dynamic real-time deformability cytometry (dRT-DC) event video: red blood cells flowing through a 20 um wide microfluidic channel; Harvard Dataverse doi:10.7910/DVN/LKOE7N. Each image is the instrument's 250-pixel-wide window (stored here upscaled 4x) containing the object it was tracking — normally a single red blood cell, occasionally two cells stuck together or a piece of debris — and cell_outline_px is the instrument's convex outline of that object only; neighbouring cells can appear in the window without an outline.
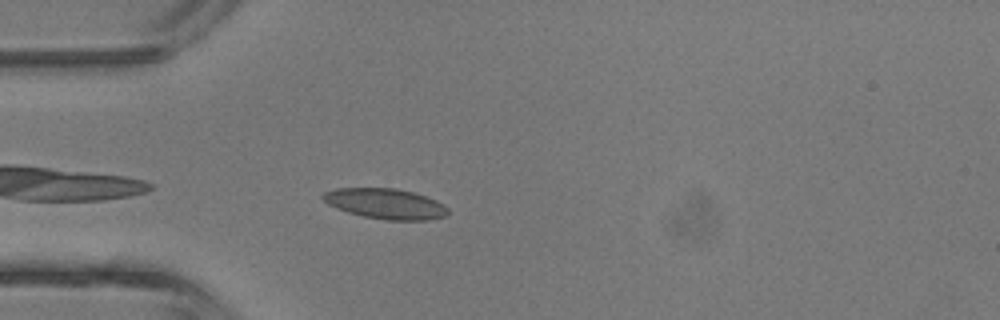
{"species": "common noctule bat (a hibernating species)", "species_latin": "Nyctalus noctula", "temperature_condition": "room temperature", "stored_images_in_passage": 4, "camera_frame_rate_fps": 3000, "um_per_image_px": 0.085, "animal": {"sex": "male", "body_mass_g": 13.3}, "frame": {"image": 1, "passage_image": 4, "time_ms": 3.333, "image_size_px": [1000, 320], "cell_outline_px": [[448, 212], [444, 216], [428, 220], [384, 220], [364, 216], [348, 212], [336, 208], [328, 204], [320, 196], [324, 192], [336, 188], [396, 188], [412, 192], [436, 200], [444, 204], [448, 208]], "centroid_in_image_um": [32.75, 17.31], "position_along_channel_um": 52.3, "area_um2": 22.08}}